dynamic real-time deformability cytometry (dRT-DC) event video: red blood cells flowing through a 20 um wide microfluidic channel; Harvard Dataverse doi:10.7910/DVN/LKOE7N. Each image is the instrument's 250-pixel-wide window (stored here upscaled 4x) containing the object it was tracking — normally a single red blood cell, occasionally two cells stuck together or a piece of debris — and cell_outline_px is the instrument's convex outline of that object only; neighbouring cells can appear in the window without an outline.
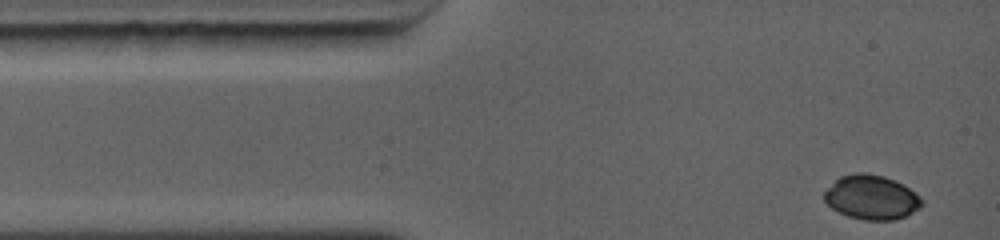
{"species": "common noctule bat (a hibernating species)", "species_latin": "Nyctalus noctula", "temperature_condition": "warm", "stored_images_in_passage": 32, "camera_frame_rate_fps": 5000, "um_per_image_px": 0.085, "animal": {"sex": "female", "body_mass_g": 19.0, "forearm_length_mm": 56.7}, "frame": {"image": 1, "passage_image": 1, "time_ms": 0.0, "image_size_px": [1000, 240], "cell_outline_px": [[924, 204], [920, 208], [896, 220], [864, 220], [848, 216], [832, 208], [824, 200], [824, 192], [840, 176], [856, 172], [864, 172], [884, 176], [904, 184], [920, 196]], "centroid_in_image_um": [74.1, 16.76], "position_along_channel_um": 10.9, "area_um2": 25.2}}
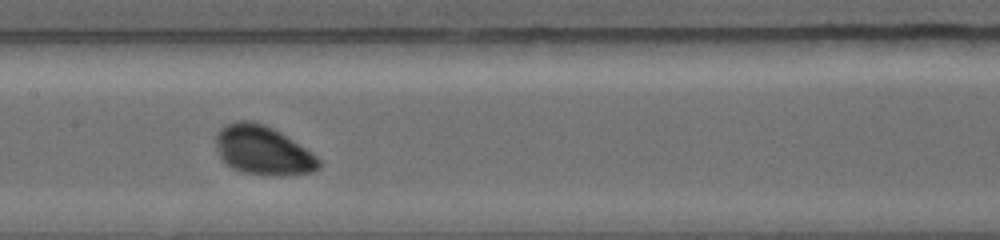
{"frame": {"image": 2, "passage_image": 14, "time_ms": 5.2, "image_size_px": [1000, 240], "cell_outline_px": [[320, 168], [312, 172], [284, 176], [272, 176], [240, 172], [224, 164], [220, 156], [216, 144], [216, 136], [228, 124], [236, 120], [248, 120], [272, 128], [280, 132], [316, 156], [320, 160]], "centroid_in_image_um": [22.35, 12.82], "position_along_channel_um": 185.0, "area_um2": 29.13}}
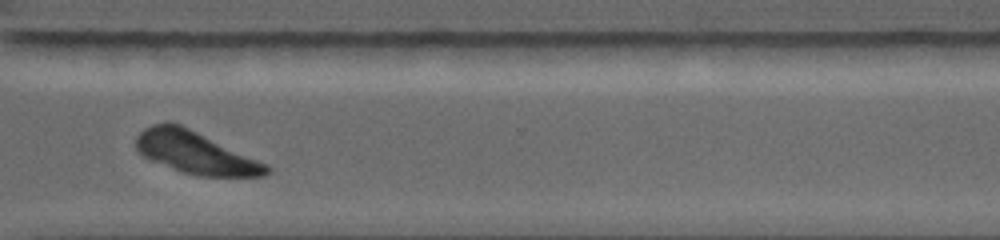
{"frame": {"image": 3, "passage_image": 28, "time_ms": 9.0, "image_size_px": [1000, 240], "cell_outline_px": [[272, 172], [264, 176], [200, 176], [184, 172], [144, 156], [136, 148], [136, 136], [144, 128], [152, 124], [168, 120], [172, 120], [268, 164], [272, 168]], "centroid_in_image_um": [16.64, 12.94], "position_along_channel_um": 354.0, "area_um2": 31.96}, "authors_computed_cell_mechanics": {"area_um2": 29.9404, "velocity_mm_per_s": 4.444, "shape_relaxation_time_tau1_ms": 1.3816, "shape_relaxation_time_tau2_ms": 8.8571, "deformation_change_tau1": 0.1004, "deformation_change_tau2": 0.1473}}